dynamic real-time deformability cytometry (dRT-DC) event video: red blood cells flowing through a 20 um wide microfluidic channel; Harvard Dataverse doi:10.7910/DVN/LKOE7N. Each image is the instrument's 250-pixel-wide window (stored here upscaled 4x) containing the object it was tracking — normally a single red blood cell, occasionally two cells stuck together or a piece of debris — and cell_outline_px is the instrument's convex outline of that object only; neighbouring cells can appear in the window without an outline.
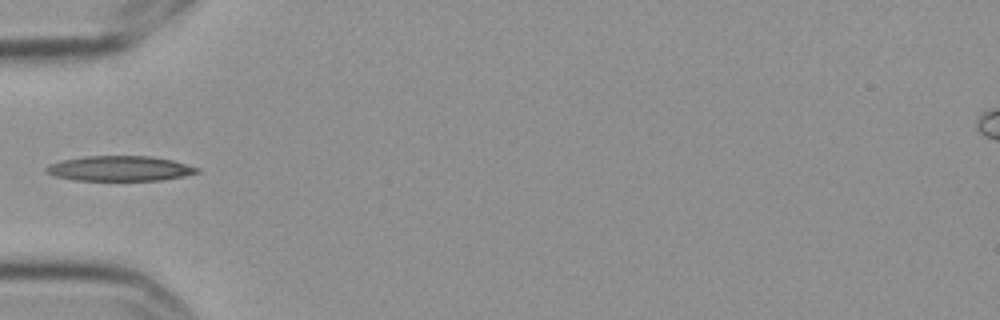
{"species": "Egyptian fruit bat (a non-hibernating species)", "species_latin": "Rousettus aegyptiacus", "temperature_condition": "cold", "stored_images_in_passage": 11, "camera_frame_rate_fps": 3000, "um_per_image_px": 0.085, "frame": {"image": 1, "passage_image": 1, "time_ms": 0.0, "image_size_px": [1000, 320], "cell_outline_px": [[200, 172], [184, 176], [160, 180], [76, 180], [56, 176], [44, 172], [44, 168], [48, 164], [60, 160], [84, 156], [152, 156], [172, 160], [200, 168]], "centroid_in_image_um": [10.15, 14.31], "position_along_channel_um": 74.8, "area_um2": 22.14}}
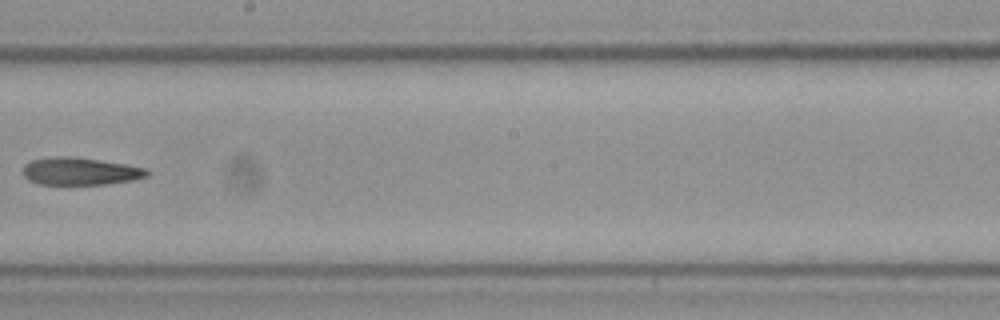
{"frame": {"image": 2, "passage_image": 5, "time_ms": 1.333, "image_size_px": [1000, 320], "cell_outline_px": [[148, 176], [132, 180], [108, 184], [36, 184], [28, 180], [24, 176], [24, 164], [32, 160], [56, 156], [72, 156], [124, 164], [144, 168], [148, 172]], "centroid_in_image_um": [6.78, 14.56], "position_along_channel_um": 241.4, "area_um2": 19.71}}
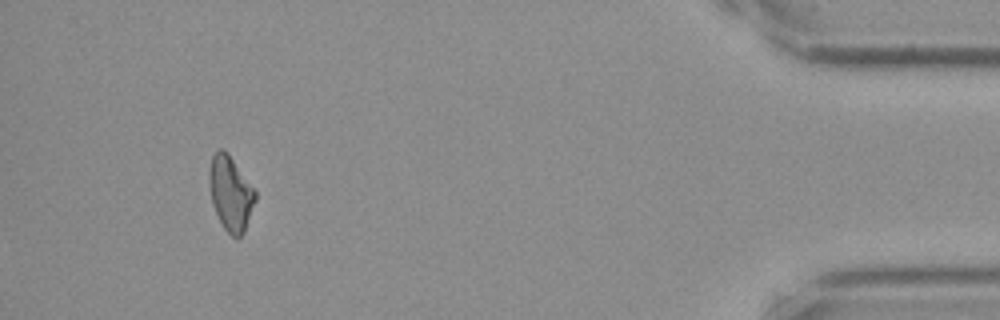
{"frame": {"image": 3, "passage_image": 10, "time_ms": 3.0, "image_size_px": [1000, 320], "cell_outline_px": [[256, 200], [244, 232], [236, 240], [224, 228], [212, 204], [208, 180], [208, 172], [212, 156], [220, 148], [228, 152], [256, 192]], "centroid_in_image_um": [19.59, 16.43], "position_along_channel_um": 415.6, "area_um2": 19.94}}